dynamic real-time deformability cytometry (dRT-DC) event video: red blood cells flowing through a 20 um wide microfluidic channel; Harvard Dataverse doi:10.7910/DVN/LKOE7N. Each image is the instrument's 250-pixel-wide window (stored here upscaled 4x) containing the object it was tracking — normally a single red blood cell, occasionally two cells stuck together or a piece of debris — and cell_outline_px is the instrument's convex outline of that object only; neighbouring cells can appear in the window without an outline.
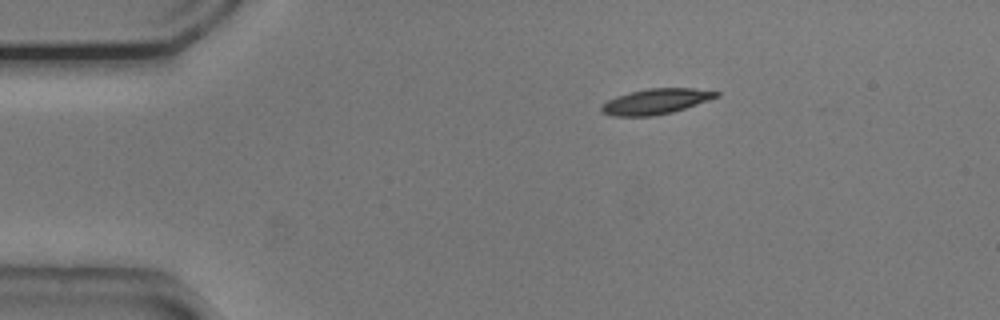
{"species": "common noctule bat (a hibernating species)", "species_latin": "Nyctalus noctula", "temperature_condition": "cold", "stored_images_in_passage": 45, "camera_frame_rate_fps": 3000, "um_per_image_px": 0.085, "animal": {"sex": "male", "body_mass_g": 20.5, "forearm_length_mm": 52.5}, "frame": {"image": 1, "passage_image": 1, "time_ms": 0.0, "image_size_px": [1000, 320], "cell_outline_px": [[720, 96], [672, 112], [652, 116], [612, 116], [600, 112], [600, 108], [608, 100], [616, 96], [648, 88], [692, 88], [720, 92]], "centroid_in_image_um": [55.73, 8.62], "position_along_channel_um": 29.3, "area_um2": 16.82}}
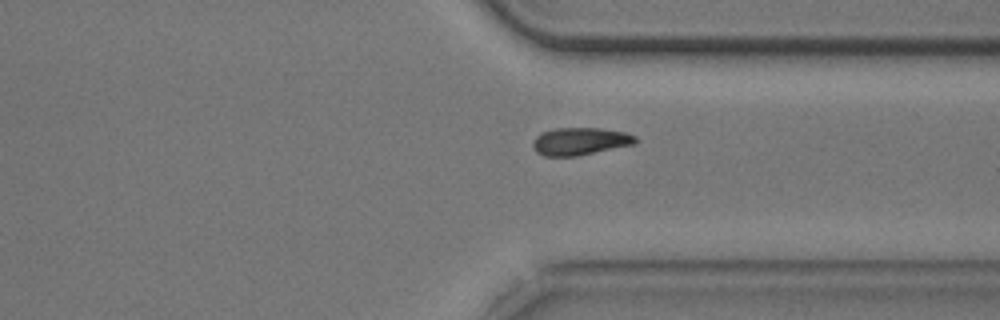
{"frame": {"image": 2, "passage_image": 32, "time_ms": 10.333, "image_size_px": [1000, 320], "cell_outline_px": [[636, 144], [576, 156], [544, 156], [536, 152], [532, 148], [532, 140], [536, 136], [544, 132], [556, 128], [600, 128], [624, 132], [636, 136]], "centroid_in_image_um": [49.29, 12.01], "position_along_channel_um": 362.1, "area_um2": 16.47}}
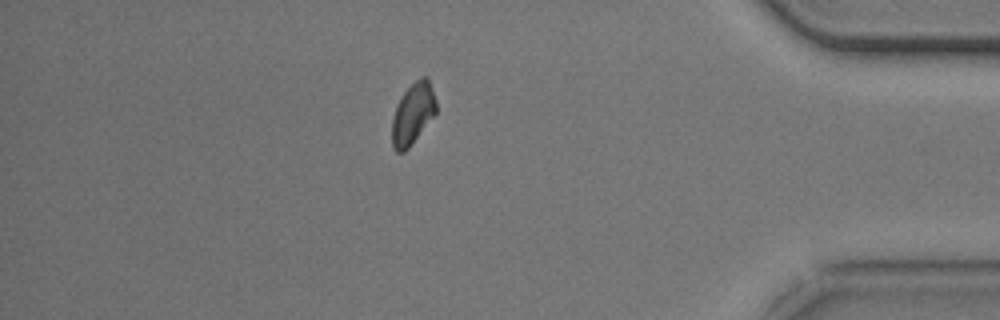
{"frame": {"image": 3, "passage_image": 38, "time_ms": 12.333, "image_size_px": [1000, 320], "cell_outline_px": [[436, 112], [408, 148], [404, 152], [396, 152], [392, 148], [392, 116], [396, 104], [400, 96], [420, 76], [428, 76], [436, 100]], "centroid_in_image_um": [35.07, 9.64], "position_along_channel_um": 400.1, "area_um2": 15.78}, "authors_computed_cell_mechanics": {"area_um2": 16.6464, "velocity_mm_per_s": 3.7451, "shape_relaxation_time_tau1_ms": 2.659, "shape_relaxation_time_tau2_ms": null, "deformation_change_tau1": 0.0871, "deformation_change_tau2": null}}